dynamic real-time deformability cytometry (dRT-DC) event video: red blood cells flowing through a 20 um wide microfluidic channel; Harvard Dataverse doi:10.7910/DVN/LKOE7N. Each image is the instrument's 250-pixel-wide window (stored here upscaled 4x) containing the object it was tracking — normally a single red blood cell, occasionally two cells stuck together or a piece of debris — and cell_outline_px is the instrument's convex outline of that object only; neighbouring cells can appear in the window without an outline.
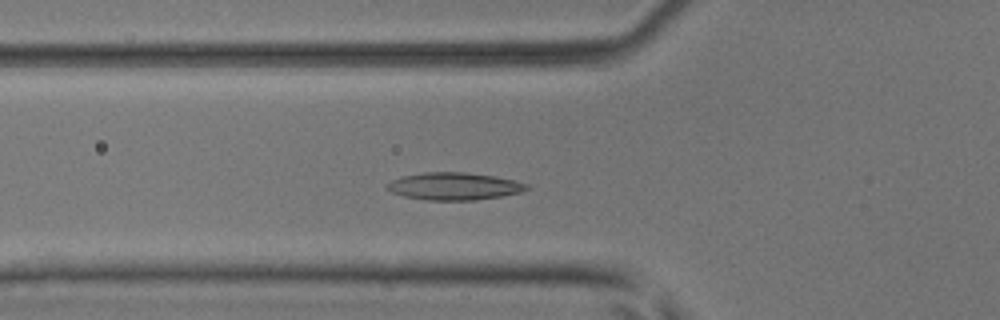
{"species": "common noctule bat (a hibernating species)", "species_latin": "Nyctalus noctula", "temperature_condition": "room temperature", "stored_images_in_passage": 48, "camera_frame_rate_fps": 3000, "um_per_image_px": 0.085, "animal": {"sex": "male", "body_mass_g": 17.9, "forearm_length_mm": 54.2}, "frame": {"image": 1, "passage_image": 16, "time_ms": 5.0, "image_size_px": [1000, 320], "cell_outline_px": [[532, 188], [520, 192], [504, 196], [472, 200], [424, 200], [404, 196], [392, 192], [384, 188], [384, 184], [400, 176], [424, 172], [464, 172], [496, 176], [528, 184]], "centroid_in_image_um": [38.57, 15.83], "position_along_channel_um": 87.2, "area_um2": 22.54}}
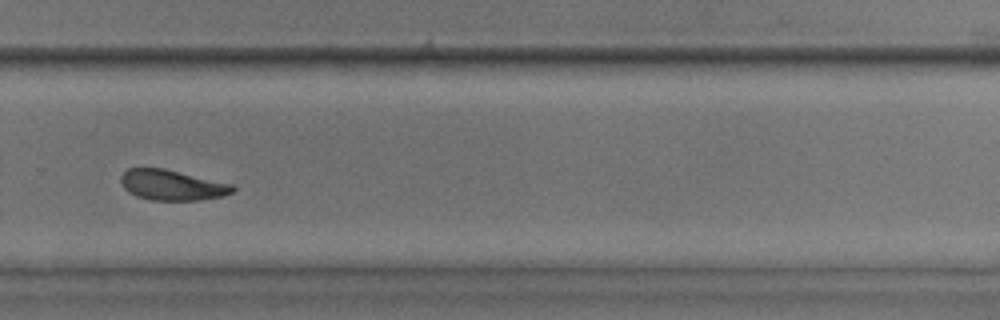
{"frame": {"image": 2, "passage_image": 33, "time_ms": 10.667, "image_size_px": [1000, 320], "cell_outline_px": [[236, 188], [232, 192], [224, 196], [200, 200], [152, 200], [136, 196], [128, 192], [124, 188], [120, 180], [120, 176], [128, 168], [164, 168], [232, 184]], "centroid_in_image_um": [14.61, 15.73], "position_along_channel_um": 315.2, "area_um2": 19.83}}
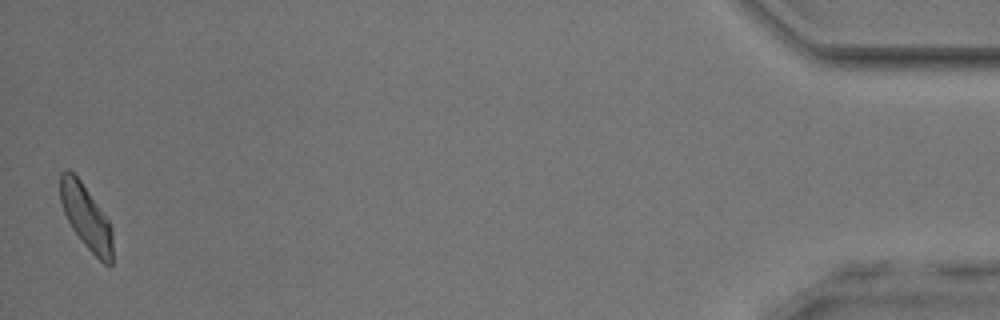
{"frame": {"image": 3, "passage_image": 48, "time_ms": 15.667, "image_size_px": [1000, 320], "cell_outline_px": [[112, 264], [104, 264], [84, 244], [72, 228], [64, 212], [60, 200], [60, 172], [68, 168], [80, 180], [108, 220], [112, 228]], "centroid_in_image_um": [7.31, 18.43], "position_along_channel_um": 427.9, "area_um2": 19.25}, "authors_computed_cell_mechanics": {"area_um2": 20.7213, "velocity_mm_per_s": 4.0271, "shape_relaxation_time_tau1_ms": 2.9554, "shape_relaxation_time_tau2_ms": 2.591, "deformation_change_tau1": 0.0923, "deformation_change_tau2": 0.077}}